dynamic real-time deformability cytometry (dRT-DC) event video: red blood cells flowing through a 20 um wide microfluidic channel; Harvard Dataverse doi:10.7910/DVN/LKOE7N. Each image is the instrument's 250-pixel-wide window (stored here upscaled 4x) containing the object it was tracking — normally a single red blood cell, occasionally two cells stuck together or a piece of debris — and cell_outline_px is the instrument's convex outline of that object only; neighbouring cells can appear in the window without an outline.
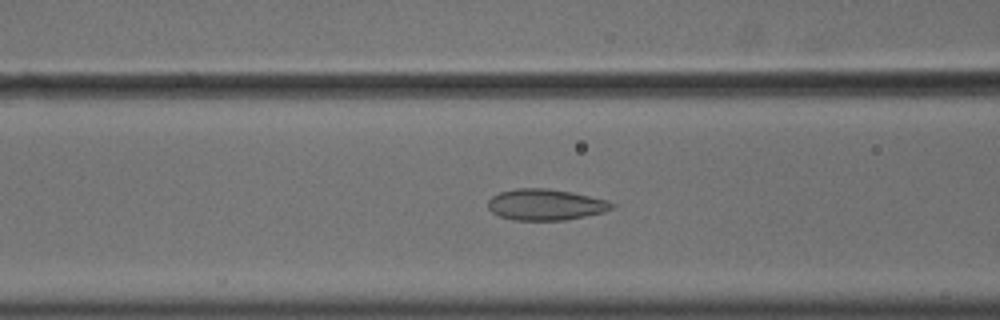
{"species": "common noctule bat (a hibernating species)", "species_latin": "Nyctalus noctula", "temperature_condition": "cold", "stored_images_in_passage": 45, "camera_frame_rate_fps": 3000, "um_per_image_px": 0.085, "animal": {"sex": "male", "body_mass_g": 18.8}, "frame": {"image": 1, "passage_image": 12, "time_ms": 3.667, "image_size_px": [1000, 320], "cell_outline_px": [[616, 204], [612, 208], [604, 212], [564, 220], [512, 220], [500, 216], [492, 212], [488, 208], [488, 200], [492, 196], [500, 192], [516, 188], [548, 188], [572, 192], [608, 200]], "centroid_in_image_um": [46.37, 17.39], "position_along_channel_um": 120.2, "area_um2": 22.54}}
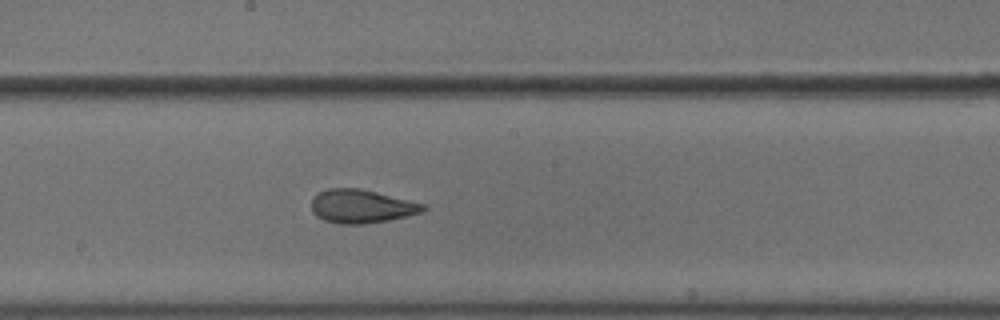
{"frame": {"image": 2, "passage_image": 20, "time_ms": 6.333, "image_size_px": [1000, 320], "cell_outline_px": [[428, 208], [424, 212], [388, 220], [364, 224], [340, 224], [324, 220], [316, 216], [312, 212], [312, 196], [328, 188], [360, 188], [428, 204]], "centroid_in_image_um": [30.76, 17.53], "position_along_channel_um": 217.4, "area_um2": 22.08}}
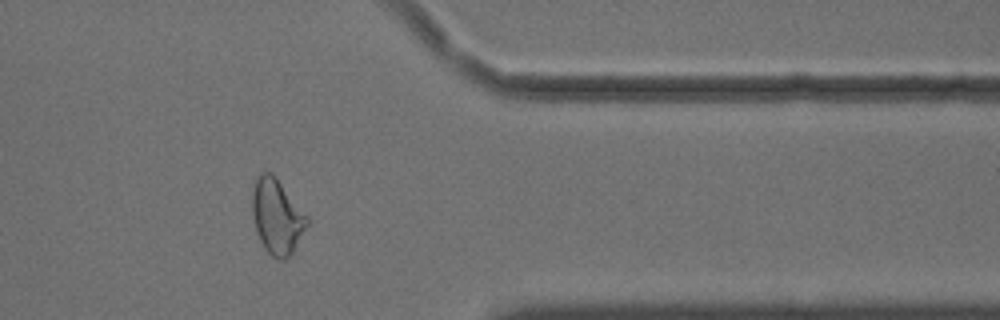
{"frame": {"image": 3, "passage_image": 35, "time_ms": 11.333, "image_size_px": [1000, 320], "cell_outline_px": [[308, 224], [292, 252], [284, 260], [280, 260], [272, 256], [264, 248], [260, 240], [256, 228], [252, 212], [252, 192], [256, 176], [260, 172], [272, 172], [276, 176], [308, 216]], "centroid_in_image_um": [23.53, 18.36], "position_along_channel_um": 387.9, "area_um2": 23.87}, "authors_computed_cell_mechanics": {"area_um2": 23.1778, "velocity_mm_per_s": 3.6358, "shape_relaxation_time_tau1_ms": 10.622, "shape_relaxation_time_tau2_ms": 1.4686, "deformation_change_tau1": 0.1704, "deformation_change_tau2": 0.0637}}